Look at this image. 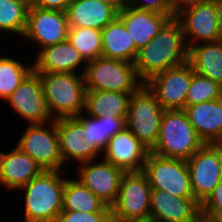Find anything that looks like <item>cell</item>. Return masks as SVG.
I'll return each instance as SVG.
<instances>
[{
	"label": "cell",
	"instance_id": "d6a6232c",
	"mask_svg": "<svg viewBox=\"0 0 222 222\" xmlns=\"http://www.w3.org/2000/svg\"><path fill=\"white\" fill-rule=\"evenodd\" d=\"M201 218L209 222H222V180L200 205Z\"/></svg>",
	"mask_w": 222,
	"mask_h": 222
},
{
	"label": "cell",
	"instance_id": "d590c367",
	"mask_svg": "<svg viewBox=\"0 0 222 222\" xmlns=\"http://www.w3.org/2000/svg\"><path fill=\"white\" fill-rule=\"evenodd\" d=\"M72 0H29V6L66 12Z\"/></svg>",
	"mask_w": 222,
	"mask_h": 222
},
{
	"label": "cell",
	"instance_id": "4316f807",
	"mask_svg": "<svg viewBox=\"0 0 222 222\" xmlns=\"http://www.w3.org/2000/svg\"><path fill=\"white\" fill-rule=\"evenodd\" d=\"M62 210L89 213L111 212V207H108L78 179L67 177L63 190Z\"/></svg>",
	"mask_w": 222,
	"mask_h": 222
},
{
	"label": "cell",
	"instance_id": "1f68e13d",
	"mask_svg": "<svg viewBox=\"0 0 222 222\" xmlns=\"http://www.w3.org/2000/svg\"><path fill=\"white\" fill-rule=\"evenodd\" d=\"M219 98H222V86L217 82L194 72L185 100V106Z\"/></svg>",
	"mask_w": 222,
	"mask_h": 222
},
{
	"label": "cell",
	"instance_id": "83f0119b",
	"mask_svg": "<svg viewBox=\"0 0 222 222\" xmlns=\"http://www.w3.org/2000/svg\"><path fill=\"white\" fill-rule=\"evenodd\" d=\"M85 115L82 112L76 118L83 124V127H89L91 145H95L102 153L107 147L109 139L126 127L127 116L91 117Z\"/></svg>",
	"mask_w": 222,
	"mask_h": 222
},
{
	"label": "cell",
	"instance_id": "8992f818",
	"mask_svg": "<svg viewBox=\"0 0 222 222\" xmlns=\"http://www.w3.org/2000/svg\"><path fill=\"white\" fill-rule=\"evenodd\" d=\"M164 109L143 83L129 99L126 127L149 150L158 139Z\"/></svg>",
	"mask_w": 222,
	"mask_h": 222
},
{
	"label": "cell",
	"instance_id": "4fadbf2b",
	"mask_svg": "<svg viewBox=\"0 0 222 222\" xmlns=\"http://www.w3.org/2000/svg\"><path fill=\"white\" fill-rule=\"evenodd\" d=\"M180 23L184 33L188 49L195 45L196 40L201 43L216 42L220 40L218 18L215 10L214 0L184 7L174 16ZM187 37H192V40ZM194 38V43H193ZM191 40L192 44L188 41Z\"/></svg>",
	"mask_w": 222,
	"mask_h": 222
},
{
	"label": "cell",
	"instance_id": "e0dca14e",
	"mask_svg": "<svg viewBox=\"0 0 222 222\" xmlns=\"http://www.w3.org/2000/svg\"><path fill=\"white\" fill-rule=\"evenodd\" d=\"M200 204L194 197H179L152 189L150 222H197Z\"/></svg>",
	"mask_w": 222,
	"mask_h": 222
},
{
	"label": "cell",
	"instance_id": "d6986e66",
	"mask_svg": "<svg viewBox=\"0 0 222 222\" xmlns=\"http://www.w3.org/2000/svg\"><path fill=\"white\" fill-rule=\"evenodd\" d=\"M174 16L175 14H161L128 5L118 12V17L123 21L138 50L146 46L164 24Z\"/></svg>",
	"mask_w": 222,
	"mask_h": 222
},
{
	"label": "cell",
	"instance_id": "60d3db41",
	"mask_svg": "<svg viewBox=\"0 0 222 222\" xmlns=\"http://www.w3.org/2000/svg\"><path fill=\"white\" fill-rule=\"evenodd\" d=\"M197 222H209V221H207V220H205L203 218H200Z\"/></svg>",
	"mask_w": 222,
	"mask_h": 222
},
{
	"label": "cell",
	"instance_id": "f1b7e54d",
	"mask_svg": "<svg viewBox=\"0 0 222 222\" xmlns=\"http://www.w3.org/2000/svg\"><path fill=\"white\" fill-rule=\"evenodd\" d=\"M29 7V0H0V31L23 37Z\"/></svg>",
	"mask_w": 222,
	"mask_h": 222
},
{
	"label": "cell",
	"instance_id": "ffe728a7",
	"mask_svg": "<svg viewBox=\"0 0 222 222\" xmlns=\"http://www.w3.org/2000/svg\"><path fill=\"white\" fill-rule=\"evenodd\" d=\"M37 56L32 64L36 73H76L78 66L84 63V68L80 72L83 75L87 65L69 40L39 49Z\"/></svg>",
	"mask_w": 222,
	"mask_h": 222
},
{
	"label": "cell",
	"instance_id": "e575fe53",
	"mask_svg": "<svg viewBox=\"0 0 222 222\" xmlns=\"http://www.w3.org/2000/svg\"><path fill=\"white\" fill-rule=\"evenodd\" d=\"M127 5L161 14H175L172 11L170 0H127Z\"/></svg>",
	"mask_w": 222,
	"mask_h": 222
},
{
	"label": "cell",
	"instance_id": "ab89813d",
	"mask_svg": "<svg viewBox=\"0 0 222 222\" xmlns=\"http://www.w3.org/2000/svg\"><path fill=\"white\" fill-rule=\"evenodd\" d=\"M110 222H150V221L119 220L111 218Z\"/></svg>",
	"mask_w": 222,
	"mask_h": 222
},
{
	"label": "cell",
	"instance_id": "277c9868",
	"mask_svg": "<svg viewBox=\"0 0 222 222\" xmlns=\"http://www.w3.org/2000/svg\"><path fill=\"white\" fill-rule=\"evenodd\" d=\"M203 145L183 109L164 110L158 139L150 152L187 160Z\"/></svg>",
	"mask_w": 222,
	"mask_h": 222
},
{
	"label": "cell",
	"instance_id": "8fae6325",
	"mask_svg": "<svg viewBox=\"0 0 222 222\" xmlns=\"http://www.w3.org/2000/svg\"><path fill=\"white\" fill-rule=\"evenodd\" d=\"M194 72L192 65L187 61L154 75L145 84L164 110L184 109Z\"/></svg>",
	"mask_w": 222,
	"mask_h": 222
},
{
	"label": "cell",
	"instance_id": "ac0fdd59",
	"mask_svg": "<svg viewBox=\"0 0 222 222\" xmlns=\"http://www.w3.org/2000/svg\"><path fill=\"white\" fill-rule=\"evenodd\" d=\"M150 150L125 127L109 139L104 159L124 172L143 171Z\"/></svg>",
	"mask_w": 222,
	"mask_h": 222
},
{
	"label": "cell",
	"instance_id": "5bb4252c",
	"mask_svg": "<svg viewBox=\"0 0 222 222\" xmlns=\"http://www.w3.org/2000/svg\"><path fill=\"white\" fill-rule=\"evenodd\" d=\"M68 30L66 12L30 6L23 37L42 49L68 40Z\"/></svg>",
	"mask_w": 222,
	"mask_h": 222
},
{
	"label": "cell",
	"instance_id": "f546056e",
	"mask_svg": "<svg viewBox=\"0 0 222 222\" xmlns=\"http://www.w3.org/2000/svg\"><path fill=\"white\" fill-rule=\"evenodd\" d=\"M68 40L86 62L102 57V31L85 27H69Z\"/></svg>",
	"mask_w": 222,
	"mask_h": 222
},
{
	"label": "cell",
	"instance_id": "9c48e42d",
	"mask_svg": "<svg viewBox=\"0 0 222 222\" xmlns=\"http://www.w3.org/2000/svg\"><path fill=\"white\" fill-rule=\"evenodd\" d=\"M27 127L17 146L43 170H61L65 164L60 153L55 120L45 124H28Z\"/></svg>",
	"mask_w": 222,
	"mask_h": 222
},
{
	"label": "cell",
	"instance_id": "cb8c5ba5",
	"mask_svg": "<svg viewBox=\"0 0 222 222\" xmlns=\"http://www.w3.org/2000/svg\"><path fill=\"white\" fill-rule=\"evenodd\" d=\"M101 31L102 57L134 63L138 49L118 16Z\"/></svg>",
	"mask_w": 222,
	"mask_h": 222
},
{
	"label": "cell",
	"instance_id": "7a4b0ae2",
	"mask_svg": "<svg viewBox=\"0 0 222 222\" xmlns=\"http://www.w3.org/2000/svg\"><path fill=\"white\" fill-rule=\"evenodd\" d=\"M66 174L60 170H43L20 190H24V222H57L62 211Z\"/></svg>",
	"mask_w": 222,
	"mask_h": 222
},
{
	"label": "cell",
	"instance_id": "30bf717a",
	"mask_svg": "<svg viewBox=\"0 0 222 222\" xmlns=\"http://www.w3.org/2000/svg\"><path fill=\"white\" fill-rule=\"evenodd\" d=\"M186 162L194 198L201 205L222 180V144H204Z\"/></svg>",
	"mask_w": 222,
	"mask_h": 222
},
{
	"label": "cell",
	"instance_id": "52a82bcc",
	"mask_svg": "<svg viewBox=\"0 0 222 222\" xmlns=\"http://www.w3.org/2000/svg\"><path fill=\"white\" fill-rule=\"evenodd\" d=\"M152 188L143 171L125 172L116 201L111 206L112 218L149 221Z\"/></svg>",
	"mask_w": 222,
	"mask_h": 222
},
{
	"label": "cell",
	"instance_id": "44dd1931",
	"mask_svg": "<svg viewBox=\"0 0 222 222\" xmlns=\"http://www.w3.org/2000/svg\"><path fill=\"white\" fill-rule=\"evenodd\" d=\"M183 110L204 144H222V98L185 106Z\"/></svg>",
	"mask_w": 222,
	"mask_h": 222
},
{
	"label": "cell",
	"instance_id": "7402d4cb",
	"mask_svg": "<svg viewBox=\"0 0 222 222\" xmlns=\"http://www.w3.org/2000/svg\"><path fill=\"white\" fill-rule=\"evenodd\" d=\"M43 169L17 145L8 153L0 151V185L18 190L38 176Z\"/></svg>",
	"mask_w": 222,
	"mask_h": 222
},
{
	"label": "cell",
	"instance_id": "4dcf8cb0",
	"mask_svg": "<svg viewBox=\"0 0 222 222\" xmlns=\"http://www.w3.org/2000/svg\"><path fill=\"white\" fill-rule=\"evenodd\" d=\"M32 70V64L27 66L13 57H0V99L5 101Z\"/></svg>",
	"mask_w": 222,
	"mask_h": 222
},
{
	"label": "cell",
	"instance_id": "ba28073f",
	"mask_svg": "<svg viewBox=\"0 0 222 222\" xmlns=\"http://www.w3.org/2000/svg\"><path fill=\"white\" fill-rule=\"evenodd\" d=\"M143 172L152 189L179 197H194L187 162L149 152Z\"/></svg>",
	"mask_w": 222,
	"mask_h": 222
},
{
	"label": "cell",
	"instance_id": "836d02e7",
	"mask_svg": "<svg viewBox=\"0 0 222 222\" xmlns=\"http://www.w3.org/2000/svg\"><path fill=\"white\" fill-rule=\"evenodd\" d=\"M111 218V212L89 213L62 210L59 214L57 222H110Z\"/></svg>",
	"mask_w": 222,
	"mask_h": 222
},
{
	"label": "cell",
	"instance_id": "f35d334b",
	"mask_svg": "<svg viewBox=\"0 0 222 222\" xmlns=\"http://www.w3.org/2000/svg\"><path fill=\"white\" fill-rule=\"evenodd\" d=\"M113 6L118 12L127 5V0H99Z\"/></svg>",
	"mask_w": 222,
	"mask_h": 222
},
{
	"label": "cell",
	"instance_id": "2e32d148",
	"mask_svg": "<svg viewBox=\"0 0 222 222\" xmlns=\"http://www.w3.org/2000/svg\"><path fill=\"white\" fill-rule=\"evenodd\" d=\"M55 122L63 164L71 159L80 164L101 156L102 152L95 145H91L89 127H83L76 117L58 118Z\"/></svg>",
	"mask_w": 222,
	"mask_h": 222
},
{
	"label": "cell",
	"instance_id": "7c38bea8",
	"mask_svg": "<svg viewBox=\"0 0 222 222\" xmlns=\"http://www.w3.org/2000/svg\"><path fill=\"white\" fill-rule=\"evenodd\" d=\"M5 101L15 113L28 121L29 125L45 124L54 120L47 107L40 75L33 70Z\"/></svg>",
	"mask_w": 222,
	"mask_h": 222
},
{
	"label": "cell",
	"instance_id": "603a6c76",
	"mask_svg": "<svg viewBox=\"0 0 222 222\" xmlns=\"http://www.w3.org/2000/svg\"><path fill=\"white\" fill-rule=\"evenodd\" d=\"M66 14L69 27L102 30L118 16V11L99 0H72Z\"/></svg>",
	"mask_w": 222,
	"mask_h": 222
},
{
	"label": "cell",
	"instance_id": "74e56055",
	"mask_svg": "<svg viewBox=\"0 0 222 222\" xmlns=\"http://www.w3.org/2000/svg\"><path fill=\"white\" fill-rule=\"evenodd\" d=\"M215 10L218 18L220 40H222V0H214Z\"/></svg>",
	"mask_w": 222,
	"mask_h": 222
},
{
	"label": "cell",
	"instance_id": "5b68a950",
	"mask_svg": "<svg viewBox=\"0 0 222 222\" xmlns=\"http://www.w3.org/2000/svg\"><path fill=\"white\" fill-rule=\"evenodd\" d=\"M83 76L93 91L135 92L143 84L134 63L105 57L87 62Z\"/></svg>",
	"mask_w": 222,
	"mask_h": 222
},
{
	"label": "cell",
	"instance_id": "d4e9b609",
	"mask_svg": "<svg viewBox=\"0 0 222 222\" xmlns=\"http://www.w3.org/2000/svg\"><path fill=\"white\" fill-rule=\"evenodd\" d=\"M188 62L195 72L222 86V40L191 45Z\"/></svg>",
	"mask_w": 222,
	"mask_h": 222
},
{
	"label": "cell",
	"instance_id": "484cf974",
	"mask_svg": "<svg viewBox=\"0 0 222 222\" xmlns=\"http://www.w3.org/2000/svg\"><path fill=\"white\" fill-rule=\"evenodd\" d=\"M132 93L86 90L84 113L91 117L127 116Z\"/></svg>",
	"mask_w": 222,
	"mask_h": 222
},
{
	"label": "cell",
	"instance_id": "3957f363",
	"mask_svg": "<svg viewBox=\"0 0 222 222\" xmlns=\"http://www.w3.org/2000/svg\"><path fill=\"white\" fill-rule=\"evenodd\" d=\"M48 110L53 119L77 117L84 112V76L76 73H38Z\"/></svg>",
	"mask_w": 222,
	"mask_h": 222
},
{
	"label": "cell",
	"instance_id": "6da1fadb",
	"mask_svg": "<svg viewBox=\"0 0 222 222\" xmlns=\"http://www.w3.org/2000/svg\"><path fill=\"white\" fill-rule=\"evenodd\" d=\"M188 47L179 21L172 17L149 43L138 50L134 66L145 83L164 70L188 61Z\"/></svg>",
	"mask_w": 222,
	"mask_h": 222
},
{
	"label": "cell",
	"instance_id": "9a60e30c",
	"mask_svg": "<svg viewBox=\"0 0 222 222\" xmlns=\"http://www.w3.org/2000/svg\"><path fill=\"white\" fill-rule=\"evenodd\" d=\"M80 165L77 179L108 207H111L117 199L125 172L105 159L98 163L95 160L86 161Z\"/></svg>",
	"mask_w": 222,
	"mask_h": 222
},
{
	"label": "cell",
	"instance_id": "8d00e7d4",
	"mask_svg": "<svg viewBox=\"0 0 222 222\" xmlns=\"http://www.w3.org/2000/svg\"><path fill=\"white\" fill-rule=\"evenodd\" d=\"M207 0H170L171 8L174 13L178 12L180 9L190 6L192 4L201 3Z\"/></svg>",
	"mask_w": 222,
	"mask_h": 222
}]
</instances>
